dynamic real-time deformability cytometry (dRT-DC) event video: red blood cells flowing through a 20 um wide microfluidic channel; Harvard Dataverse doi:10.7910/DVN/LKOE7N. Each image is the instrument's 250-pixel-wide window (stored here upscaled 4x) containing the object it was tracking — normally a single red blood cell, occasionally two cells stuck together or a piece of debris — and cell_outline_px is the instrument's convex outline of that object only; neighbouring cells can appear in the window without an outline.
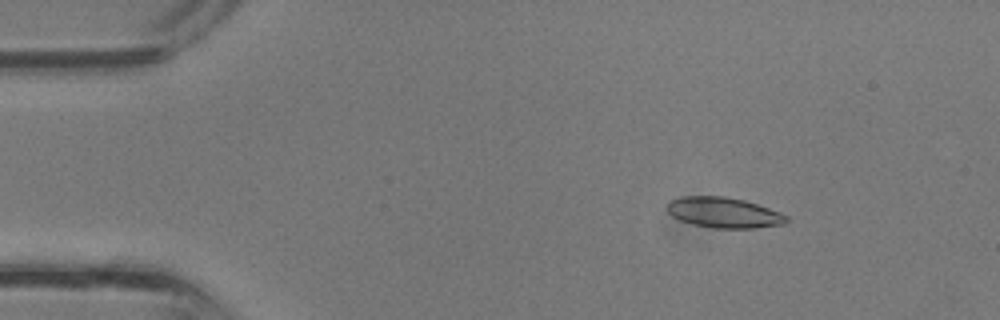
{"species": "common noctule bat (a hibernating species)", "species_latin": "Nyctalus noctula", "temperature_condition": "room temperature", "stored_images_in_passage": 36, "camera_frame_rate_fps": 3000, "um_per_image_px": 0.085, "animal": {"sex": "male", "body_mass_g": 13.3}, "frame": {"image": 1, "passage_image": 5, "time_ms": 1.333, "image_size_px": [1000, 320], "cell_outline_px": [[788, 220], [784, 224], [756, 228], [712, 228], [692, 224], [680, 220], [672, 216], [668, 212], [668, 204], [672, 200], [680, 196], [724, 196], [744, 200], [768, 208], [788, 216]], "centroid_in_image_um": [61.52, 18.07], "position_along_channel_um": 23.5, "area_um2": 21.1}}
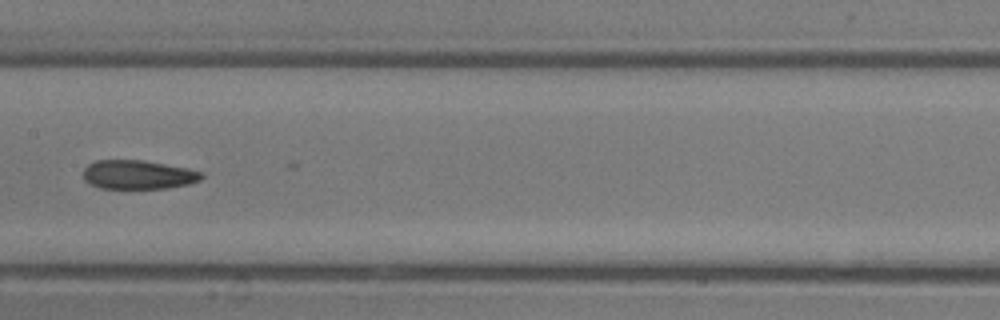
{"frame": {"image": 2, "passage_image": 18, "time_ms": 5.667, "image_size_px": [1000, 320], "cell_outline_px": [[204, 176], [200, 180], [188, 184], [168, 188], [100, 188], [84, 180], [84, 168], [88, 164], [96, 160], [144, 160], [188, 168], [204, 172]], "centroid_in_image_um": [11.77, 14.84], "position_along_channel_um": 195.6, "area_um2": 20.0}}
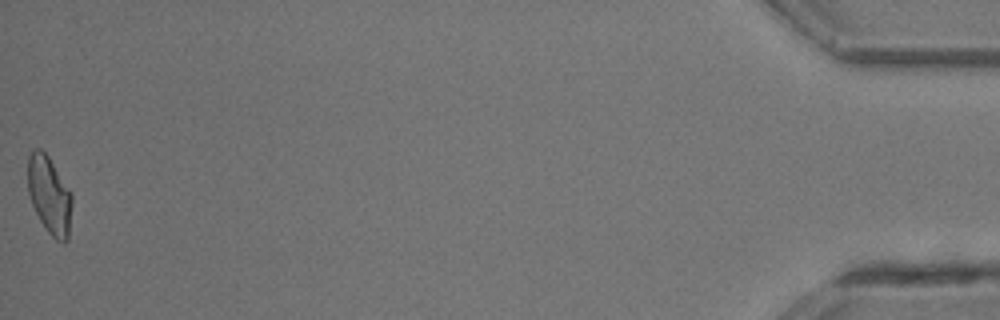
{"frame": {"image": 3, "passage_image": 36, "time_ms": 11.667, "image_size_px": [1000, 320], "cell_outline_px": [[72, 204], [68, 240], [64, 244], [56, 240], [48, 232], [40, 220], [32, 204], [28, 192], [28, 156], [32, 148], [40, 148], [48, 156], [72, 192]], "centroid_in_image_um": [4.21, 16.58], "position_along_channel_um": 431.0, "area_um2": 20.17}}